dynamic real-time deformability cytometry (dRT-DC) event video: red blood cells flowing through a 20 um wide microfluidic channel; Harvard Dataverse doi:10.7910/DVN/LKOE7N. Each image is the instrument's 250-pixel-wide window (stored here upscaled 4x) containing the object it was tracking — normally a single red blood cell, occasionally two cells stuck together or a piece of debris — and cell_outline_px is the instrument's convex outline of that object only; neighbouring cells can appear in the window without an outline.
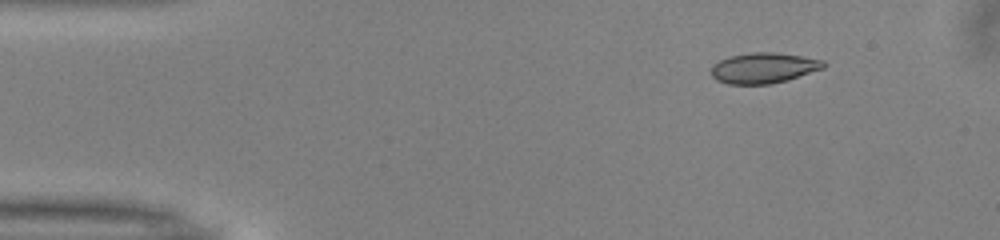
{"species": "common noctule bat (a hibernating species)", "species_latin": "Nyctalus noctula", "temperature_condition": "warm", "stored_images_in_passage": 36, "camera_frame_rate_fps": 3000, "um_per_image_px": 0.085, "animal": {"sex": "male", "body_mass_g": 13.0, "forearm_length_mm": 53.1}, "frame": {"image": 1, "passage_image": 1, "time_ms": 0.0, "image_size_px": [1000, 240], "cell_outline_px": [[828, 64], [824, 68], [788, 80], [772, 84], [728, 84], [716, 80], [712, 76], [712, 64], [728, 56], [752, 52], [776, 52], [824, 60]], "centroid_in_image_um": [64.92, 5.77], "position_along_channel_um": 20.1, "area_um2": 20.17}}
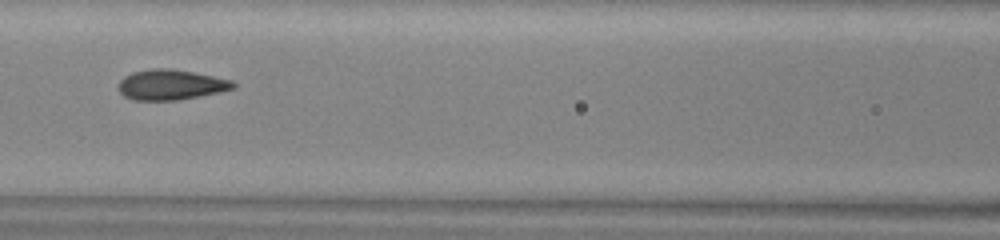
{"frame": {"image": 2, "passage_image": 17, "time_ms": 5.333, "image_size_px": [1000, 240], "cell_outline_px": [[236, 88], [220, 92], [176, 100], [132, 100], [124, 96], [120, 92], [120, 80], [124, 76], [132, 72], [152, 68], [172, 68], [232, 80], [236, 84]], "centroid_in_image_um": [14.53, 7.2], "position_along_channel_um": 152.1, "area_um2": 20.17}}
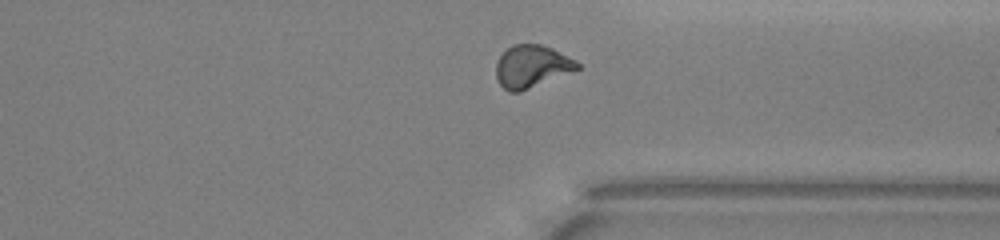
{"frame": {"image": 3, "passage_image": 33, "time_ms": 10.667, "image_size_px": [1000, 240], "cell_outline_px": [[584, 68], [520, 92], [508, 92], [500, 84], [496, 76], [496, 64], [500, 56], [512, 44], [540, 44], [552, 48], [576, 60]], "centroid_in_image_um": [45.24, 5.65], "position_along_channel_um": 366.2, "area_um2": 20.35}, "authors_computed_cell_mechanics": {"area_um2": 20.0566, "velocity_mm_per_s": 4.0304, "shape_relaxation_time_tau1_ms": 6.9674, "shape_relaxation_time_tau2_ms": 0.9777, "deformation_change_tau1": 0.1947, "deformation_change_tau2": 0.0711}}